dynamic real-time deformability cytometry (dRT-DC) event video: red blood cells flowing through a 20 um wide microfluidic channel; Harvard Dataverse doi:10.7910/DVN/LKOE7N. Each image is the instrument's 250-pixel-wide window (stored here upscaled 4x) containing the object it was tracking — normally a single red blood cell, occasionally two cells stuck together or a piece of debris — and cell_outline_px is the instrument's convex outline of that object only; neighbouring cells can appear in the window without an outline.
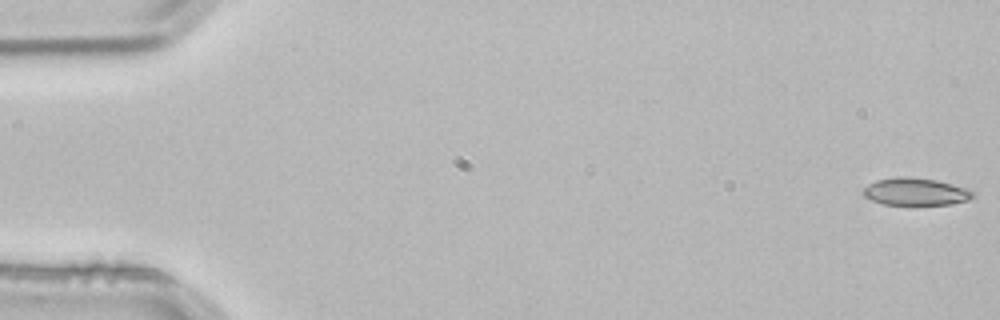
{"species": "common noctule bat (a hibernating species)", "species_latin": "Nyctalus noctula", "temperature_condition": "room temperature", "stored_images_in_passage": 3, "camera_frame_rate_fps": 3000, "um_per_image_px": 0.085, "animal": {"sex": "male", "body_mass_g": 21.5, "forearm_length_mm": 52.0}, "frame": {"image": 1, "passage_image": 1, "time_ms": 0.0, "image_size_px": [1000, 320], "cell_outline_px": [[972, 196], [968, 200], [952, 204], [884, 204], [872, 200], [864, 196], [864, 188], [868, 184], [876, 180], [896, 176], [908, 176], [936, 180], [968, 188], [972, 192]], "centroid_in_image_um": [77.81, 16.27], "position_along_channel_um": 7.2, "area_um2": 17.34}}